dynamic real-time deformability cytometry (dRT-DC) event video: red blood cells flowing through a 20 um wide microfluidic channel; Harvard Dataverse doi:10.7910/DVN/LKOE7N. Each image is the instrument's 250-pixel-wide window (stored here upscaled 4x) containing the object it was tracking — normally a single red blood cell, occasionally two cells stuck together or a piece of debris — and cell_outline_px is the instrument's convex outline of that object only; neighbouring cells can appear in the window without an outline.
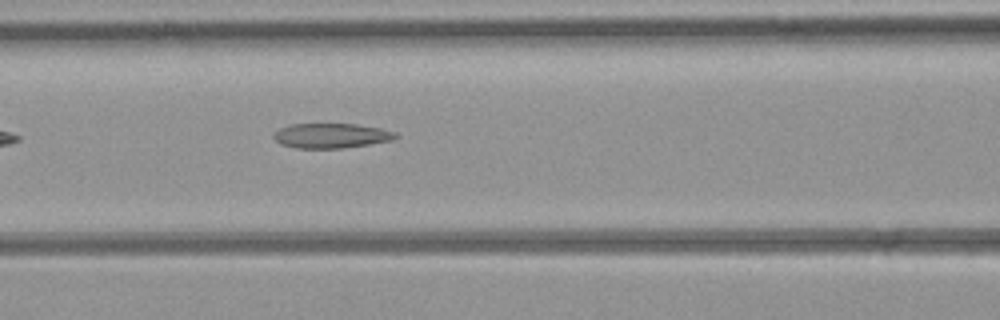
{"species": "common noctule bat (a hibernating species)", "species_latin": "Nyctalus noctula", "temperature_condition": "room temperature", "stored_images_in_passage": 7, "camera_frame_rate_fps": 3000, "um_per_image_px": 0.085, "animal": {"sex": "female", "body_mass_g": 21.9}, "frame": {"image": 1, "passage_image": 7, "time_ms": 7.0, "image_size_px": [1000, 320], "cell_outline_px": [[400, 136], [392, 140], [368, 144], [340, 148], [296, 148], [280, 144], [272, 136], [280, 128], [292, 124], [356, 124], [380, 128], [396, 132]], "centroid_in_image_um": [28.16, 11.53], "position_along_channel_um": 138.4, "area_um2": 17.51}}